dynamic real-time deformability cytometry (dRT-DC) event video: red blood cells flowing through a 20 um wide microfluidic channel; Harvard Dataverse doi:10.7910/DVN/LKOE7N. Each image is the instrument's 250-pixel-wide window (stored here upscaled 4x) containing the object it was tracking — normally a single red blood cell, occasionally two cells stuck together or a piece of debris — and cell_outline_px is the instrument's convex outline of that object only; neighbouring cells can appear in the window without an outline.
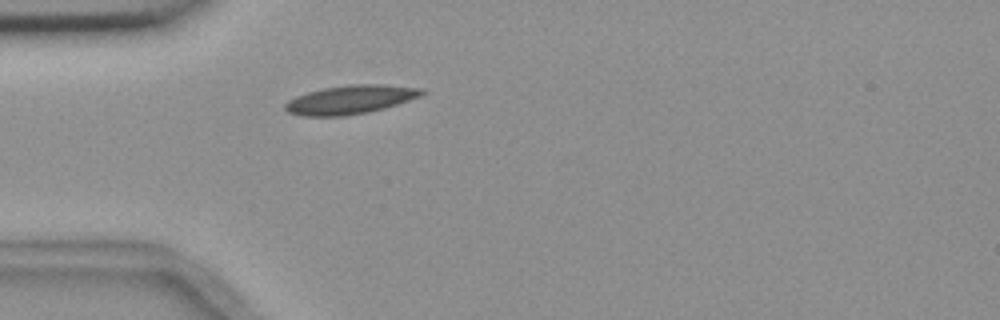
{"species": "common noctule bat (a hibernating species)", "species_latin": "Nyctalus noctula", "temperature_condition": "room temperature", "stored_images_in_passage": 2, "camera_frame_rate_fps": 3000, "um_per_image_px": 0.085, "animal": {"sex": "female", "body_mass_g": 18.4}, "frame": {"image": 1, "passage_image": 2, "time_ms": 1.333, "image_size_px": [1000, 320], "cell_outline_px": [[428, 92], [420, 96], [384, 108], [368, 112], [344, 116], [304, 116], [288, 112], [284, 108], [284, 104], [288, 100], [296, 96], [308, 92], [324, 88], [352, 84], [384, 84], [424, 88]], "centroid_in_image_um": [29.8, 8.46], "position_along_channel_um": 55.2, "area_um2": 22.89}}